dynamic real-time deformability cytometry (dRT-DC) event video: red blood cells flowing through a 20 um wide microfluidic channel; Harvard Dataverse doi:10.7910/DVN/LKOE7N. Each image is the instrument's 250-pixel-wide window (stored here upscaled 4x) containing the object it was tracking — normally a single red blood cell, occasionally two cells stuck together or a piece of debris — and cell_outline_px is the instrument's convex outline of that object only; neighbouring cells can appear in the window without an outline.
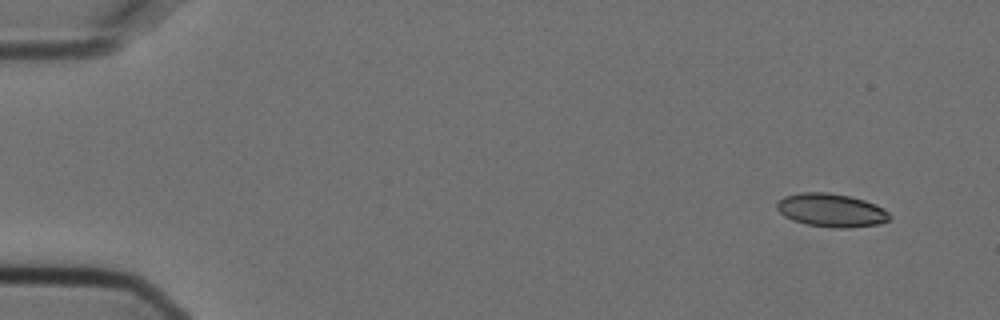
{"species": "Egyptian fruit bat (a non-hibernating species)", "species_latin": "Rousettus aegyptiacus", "temperature_condition": "cold", "stored_images_in_passage": 5, "camera_frame_rate_fps": 3000, "um_per_image_px": 0.085, "animal": {"sex": "female"}, "frame": {"image": 1, "passage_image": 1, "time_ms": 0.0, "image_size_px": [1000, 320], "cell_outline_px": [[892, 216], [888, 220], [880, 224], [848, 228], [832, 228], [808, 224], [792, 220], [784, 216], [776, 208], [776, 204], [784, 196], [800, 192], [828, 192], [848, 196], [864, 200], [876, 204], [888, 212]], "centroid_in_image_um": [70.66, 17.87], "position_along_channel_um": 14.3, "area_um2": 21.96}}
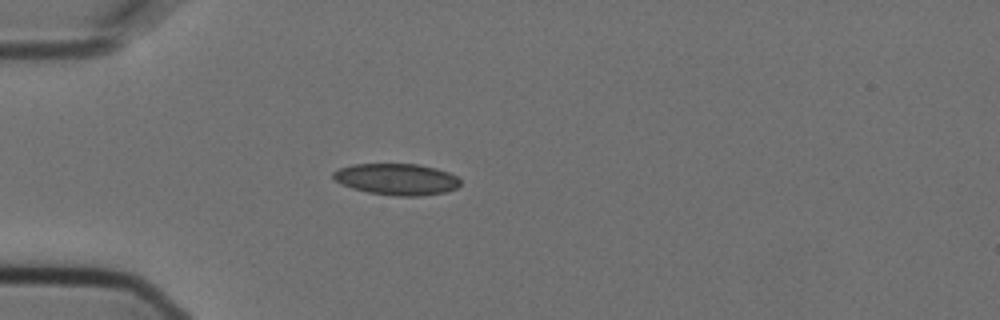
{"frame": {"image": 2, "passage_image": 4, "time_ms": 1.0, "image_size_px": [1000, 320], "cell_outline_px": [[460, 184], [456, 188], [444, 192], [420, 196], [396, 196], [368, 192], [352, 188], [340, 184], [332, 176], [332, 172], [340, 168], [352, 164], [416, 164], [436, 168], [448, 172], [456, 176], [460, 180]], "centroid_in_image_um": [33.7, 15.23], "position_along_channel_um": 51.3, "area_um2": 23.24}}